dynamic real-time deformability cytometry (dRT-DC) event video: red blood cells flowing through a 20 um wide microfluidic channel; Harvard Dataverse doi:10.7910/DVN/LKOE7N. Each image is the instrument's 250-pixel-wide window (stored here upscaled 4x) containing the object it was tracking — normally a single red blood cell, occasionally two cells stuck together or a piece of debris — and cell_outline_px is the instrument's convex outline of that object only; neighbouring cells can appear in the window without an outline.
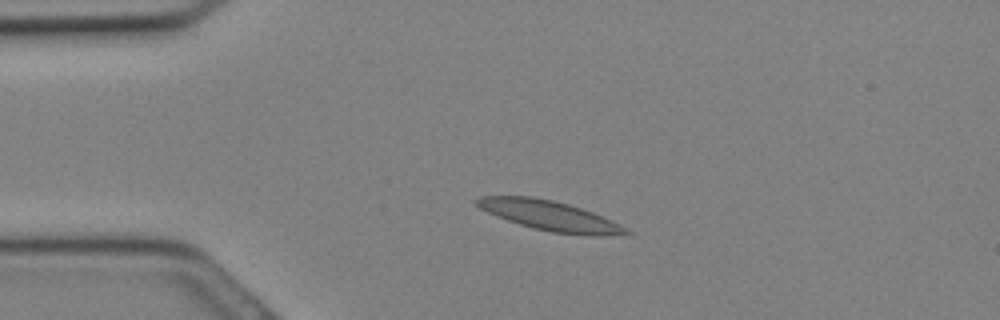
{"species": "Egyptian fruit bat (a non-hibernating species)", "species_latin": "Rousettus aegyptiacus", "temperature_condition": "cold", "stored_images_in_passage": 18, "camera_frame_rate_fps": 3000, "um_per_image_px": 0.085, "animal": {"sex": "female"}, "frame": {"image": 1, "passage_image": 6, "time_ms": 1.667, "image_size_px": [1000, 320], "cell_outline_px": [[632, 232], [596, 236], [592, 236], [552, 232], [532, 228], [508, 220], [488, 212], [480, 208], [472, 200], [480, 196], [532, 196], [552, 200], [568, 204], [592, 212]], "centroid_in_image_um": [46.62, 18.31], "position_along_channel_um": 38.4, "area_um2": 25.26}}
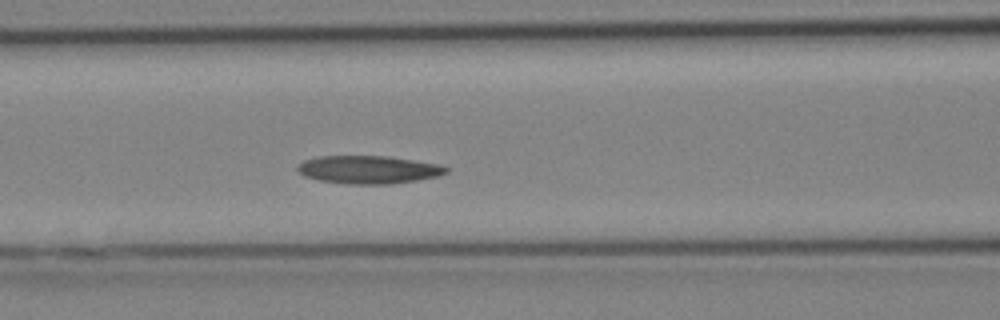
{"frame": {"image": 2, "passage_image": 12, "time_ms": 3.667, "image_size_px": [1000, 320], "cell_outline_px": [[448, 172], [440, 176], [416, 180], [388, 184], [352, 184], [320, 180], [304, 176], [296, 172], [296, 164], [304, 160], [316, 156], [388, 156], [440, 164], [448, 168]], "centroid_in_image_um": [31.29, 14.41], "position_along_channel_um": 135.3, "area_um2": 24.39}}
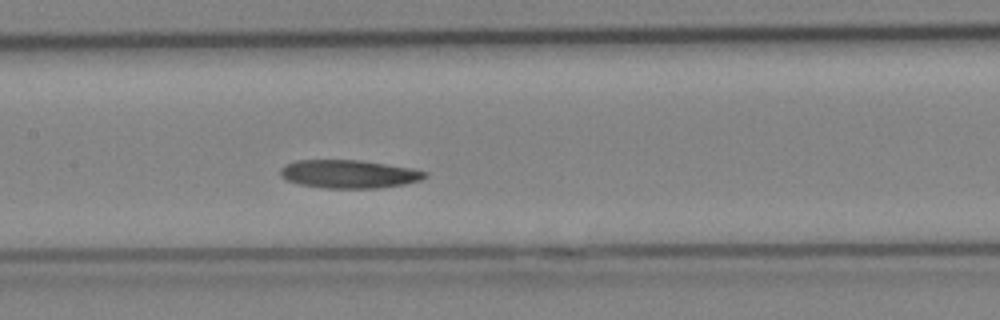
{"frame": {"image": 3, "passage_image": 14, "time_ms": 4.333, "image_size_px": [1000, 320], "cell_outline_px": [[428, 176], [420, 180], [404, 184], [380, 188], [324, 188], [300, 184], [288, 180], [280, 176], [280, 168], [284, 164], [296, 160], [360, 160], [412, 168], [428, 172]], "centroid_in_image_um": [29.66, 14.79], "position_along_channel_um": 177.7, "area_um2": 23.87}}